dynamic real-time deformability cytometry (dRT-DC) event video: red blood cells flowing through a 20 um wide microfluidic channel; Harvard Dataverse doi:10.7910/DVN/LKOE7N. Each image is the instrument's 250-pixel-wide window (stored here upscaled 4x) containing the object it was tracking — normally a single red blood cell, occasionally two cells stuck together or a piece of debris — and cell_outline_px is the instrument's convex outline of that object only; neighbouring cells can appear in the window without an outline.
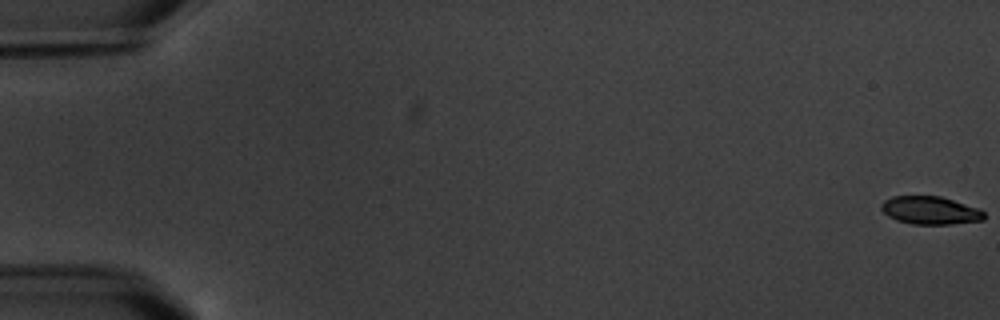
{"species": "common noctule bat (a hibernating species)", "species_latin": "Nyctalus noctula", "temperature_condition": "warm", "stored_images_in_passage": 17, "camera_frame_rate_fps": 3000, "um_per_image_px": 0.085, "animal": {"sex": "male", "body_mass_g": 20.1, "forearm_length_mm": 53.5}, "frame": {"image": 1, "passage_image": 1, "time_ms": 0.0, "image_size_px": [1000, 320], "cell_outline_px": [[984, 220], [952, 224], [912, 224], [896, 220], [888, 216], [880, 208], [880, 204], [884, 200], [892, 196], [940, 196], [980, 208], [984, 212]], "centroid_in_image_um": [79.06, 17.88], "position_along_channel_um": 5.9, "area_um2": 16.88}}
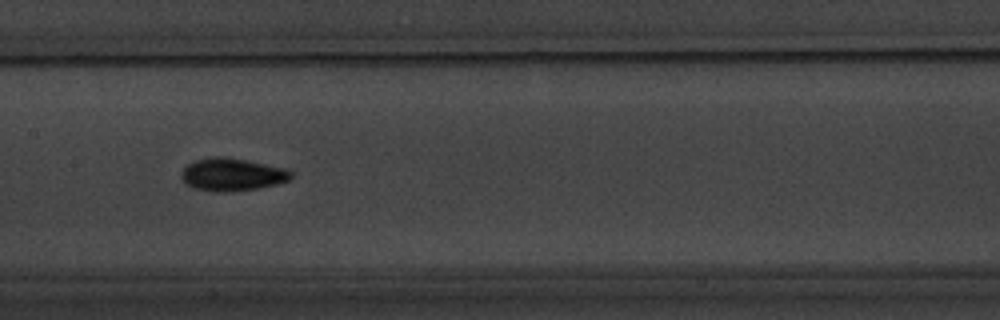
{"frame": {"image": 2, "passage_image": 9, "time_ms": 10.0, "image_size_px": [1000, 320], "cell_outline_px": [[292, 176], [288, 180], [276, 184], [260, 188], [228, 192], [216, 192], [192, 188], [180, 176], [180, 172], [188, 164], [196, 160], [212, 156], [220, 156], [244, 160], [284, 168], [292, 172]], "centroid_in_image_um": [19.7, 14.84], "position_along_channel_um": 187.7, "area_um2": 20.75}}
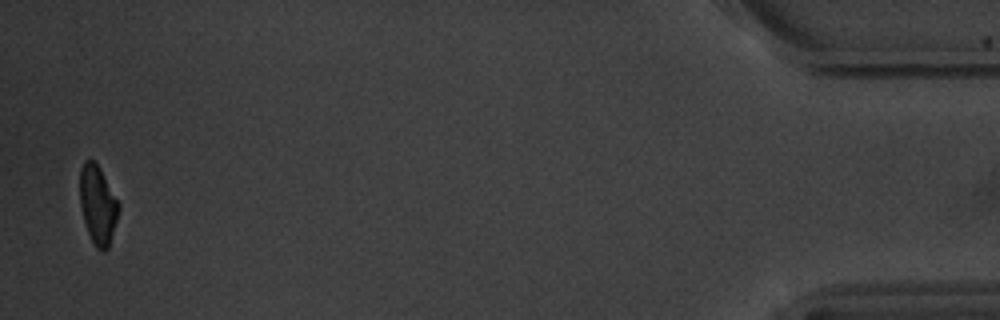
{"frame": {"image": 3, "passage_image": 17, "time_ms": 19.333, "image_size_px": [1000, 320], "cell_outline_px": [[120, 208], [108, 248], [104, 252], [100, 252], [96, 248], [88, 232], [84, 220], [80, 204], [80, 168], [84, 160], [92, 160], [100, 168], [120, 204]], "centroid_in_image_um": [8.31, 17.41], "position_along_channel_um": 426.9, "area_um2": 17.69}, "authors_computed_cell_mechanics": {"area_um2": 18.7272, "velocity_mm_per_s": 3.459, "shape_relaxation_time_tau1_ms": 2.1931, "shape_relaxation_time_tau2_ms": null, "deformation_change_tau1": 0.109, "deformation_change_tau2": null}}